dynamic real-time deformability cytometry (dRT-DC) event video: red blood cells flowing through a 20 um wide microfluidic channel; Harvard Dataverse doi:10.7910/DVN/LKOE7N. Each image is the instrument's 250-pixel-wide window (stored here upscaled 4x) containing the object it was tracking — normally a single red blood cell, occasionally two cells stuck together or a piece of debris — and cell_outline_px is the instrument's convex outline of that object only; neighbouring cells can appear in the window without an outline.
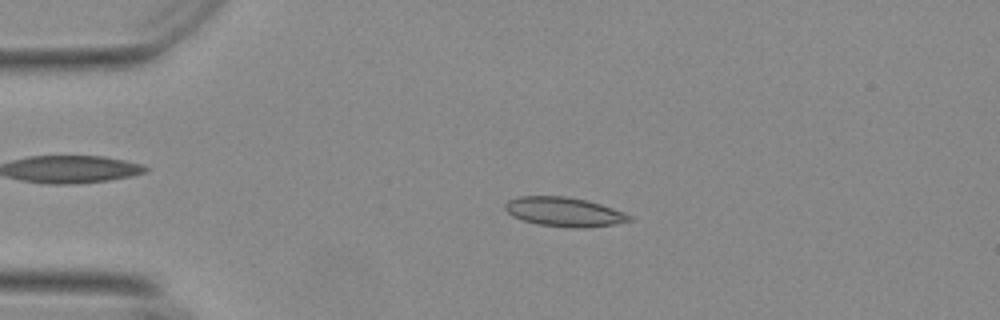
{"species": "Egyptian fruit bat (a non-hibernating species)", "species_latin": "Rousettus aegyptiacus", "temperature_condition": "warm", "stored_images_in_passage": 55, "camera_frame_rate_fps": 3000, "um_per_image_px": 0.085, "animal": {"sex": "female"}, "frame": {"image": 1, "passage_image": 12, "time_ms": 3.667, "image_size_px": [1000, 320], "cell_outline_px": [[632, 220], [612, 224], [584, 228], [572, 228], [540, 224], [524, 220], [512, 216], [504, 208], [504, 204], [508, 200], [520, 196], [564, 196], [584, 200], [600, 204], [612, 208], [632, 216]], "centroid_in_image_um": [47.92, 18.0], "position_along_channel_um": 37.1, "area_um2": 20.87}}
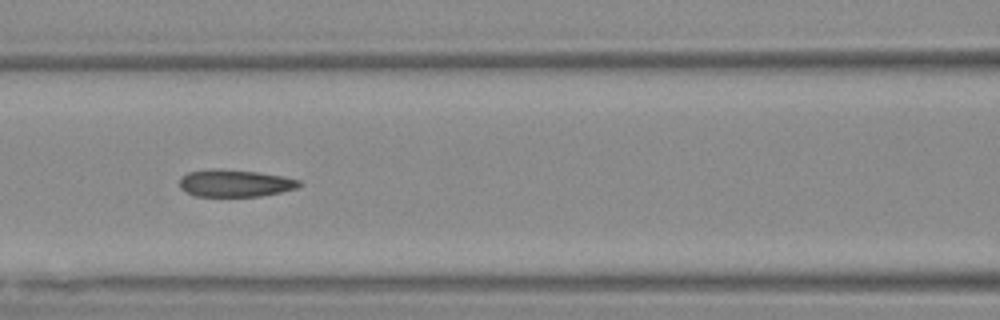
{"frame": {"image": 2, "passage_image": 24, "time_ms": 7.667, "image_size_px": [1000, 320], "cell_outline_px": [[304, 184], [296, 188], [280, 192], [260, 196], [196, 196], [180, 188], [180, 176], [188, 172], [212, 168], [216, 168], [256, 172], [284, 176], [300, 180]], "centroid_in_image_um": [19.98, 15.56], "position_along_channel_um": 146.6, "area_um2": 19.02}}
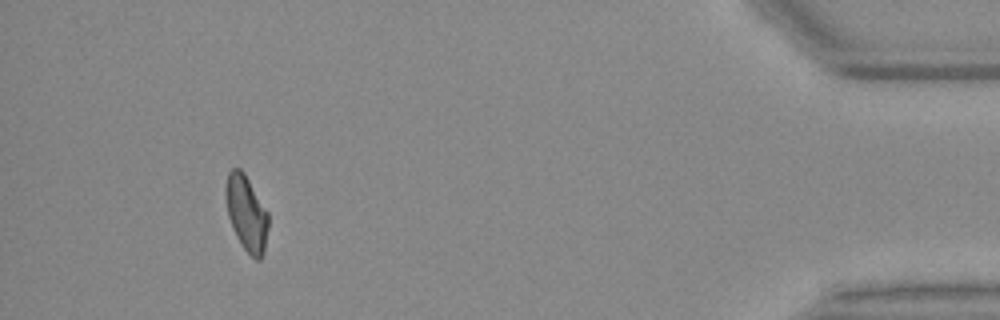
{"frame": {"image": 3, "passage_image": 51, "time_ms": 16.667, "image_size_px": [1000, 320], "cell_outline_px": [[268, 228], [264, 252], [260, 260], [256, 260], [240, 244], [232, 228], [228, 216], [224, 196], [224, 188], [228, 172], [232, 168], [240, 168], [244, 172], [268, 212]], "centroid_in_image_um": [20.92, 18.1], "position_along_channel_um": 414.3, "area_um2": 18.96}, "authors_computed_cell_mechanics": {"area_um2": 19.5364, "velocity_mm_per_s": 3.6929, "shape_relaxation_time_tau1_ms": null, "shape_relaxation_time_tau2_ms": 2.5594, "deformation_change_tau1": null, "deformation_change_tau2": 0.0858}}